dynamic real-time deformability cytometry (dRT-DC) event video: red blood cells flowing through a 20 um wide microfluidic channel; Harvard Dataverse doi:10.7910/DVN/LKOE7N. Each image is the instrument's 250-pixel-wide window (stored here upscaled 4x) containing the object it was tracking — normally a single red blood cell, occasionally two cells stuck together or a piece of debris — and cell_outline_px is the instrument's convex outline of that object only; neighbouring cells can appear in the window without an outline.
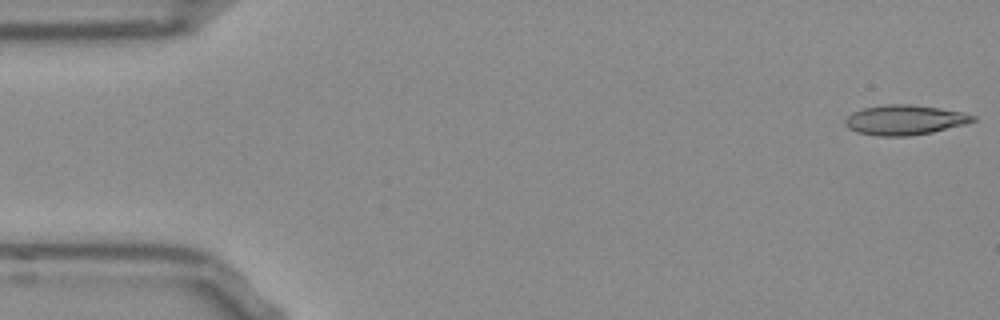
{"species": "Egyptian fruit bat (a non-hibernating species)", "species_latin": "Rousettus aegyptiacus", "temperature_condition": "room temperature", "stored_images_in_passage": 45, "camera_frame_rate_fps": 3000, "um_per_image_px": 0.085, "frame": {"image": 1, "passage_image": 1, "time_ms": 0.0, "image_size_px": [1000, 320], "cell_outline_px": [[976, 120], [964, 124], [932, 132], [908, 136], [876, 136], [856, 132], [848, 128], [844, 124], [844, 120], [852, 112], [864, 108], [888, 104], [912, 104], [940, 108], [964, 112], [976, 116]], "centroid_in_image_um": [76.88, 10.19], "position_along_channel_um": 8.1, "area_um2": 22.31}}
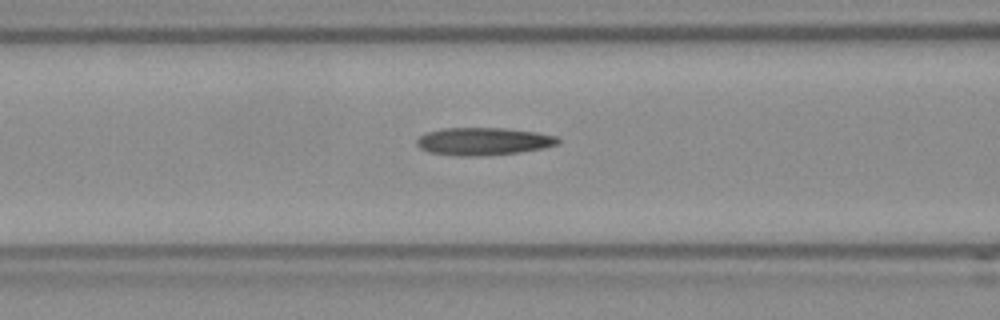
{"frame": {"image": 2, "passage_image": 20, "time_ms": 6.333, "image_size_px": [1000, 320], "cell_outline_px": [[560, 140], [556, 144], [540, 148], [516, 152], [480, 156], [456, 156], [428, 152], [420, 148], [416, 144], [416, 140], [420, 136], [428, 132], [440, 128], [504, 128], [536, 132], [556, 136]], "centroid_in_image_um": [41.02, 12.01], "position_along_channel_um": 125.6, "area_um2": 22.54}}
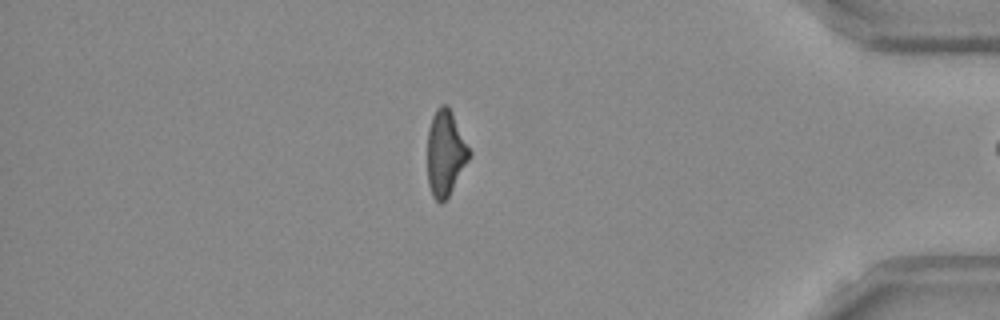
{"frame": {"image": 3, "passage_image": 44, "time_ms": 14.333, "image_size_px": [1000, 320], "cell_outline_px": [[472, 152], [468, 160], [448, 196], [440, 204], [432, 196], [428, 184], [428, 128], [432, 116], [436, 108], [440, 104], [448, 104]], "centroid_in_image_um": [37.85, 12.97], "position_along_channel_um": 397.3, "area_um2": 20.81}}